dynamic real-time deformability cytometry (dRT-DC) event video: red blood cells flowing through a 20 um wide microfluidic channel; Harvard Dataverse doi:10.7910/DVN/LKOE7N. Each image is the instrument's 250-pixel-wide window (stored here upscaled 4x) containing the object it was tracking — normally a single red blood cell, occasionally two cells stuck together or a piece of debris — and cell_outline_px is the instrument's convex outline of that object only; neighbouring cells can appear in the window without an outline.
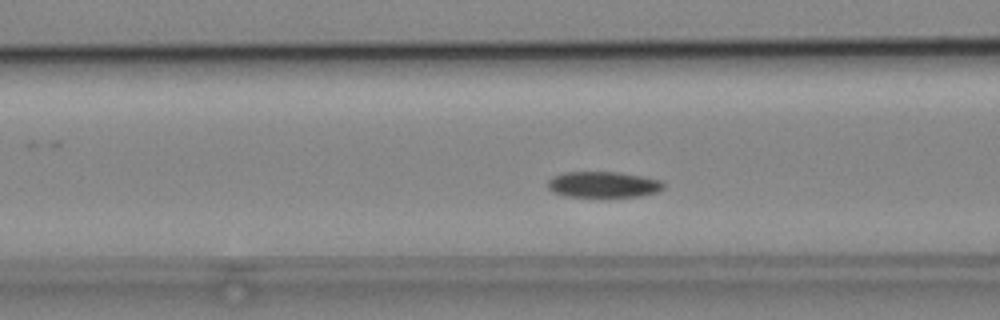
{"species": "common noctule bat (a hibernating species)", "species_latin": "Nyctalus noctula", "temperature_condition": "cold", "stored_images_in_passage": 35, "camera_frame_rate_fps": 3000, "um_per_image_px": 0.085, "animal": {"sex": "male", "body_mass_g": 19.2, "forearm_length_mm": 51.8}, "frame": {"image": 1, "passage_image": 4, "time_ms": 1.0, "image_size_px": [1000, 320], "cell_outline_px": [[664, 188], [656, 192], [640, 196], [564, 196], [552, 192], [548, 188], [548, 180], [552, 176], [564, 172], [620, 172], [644, 176], [660, 180], [664, 184]], "centroid_in_image_um": [51.26, 15.67], "position_along_channel_um": 115.3, "area_um2": 17.51}}
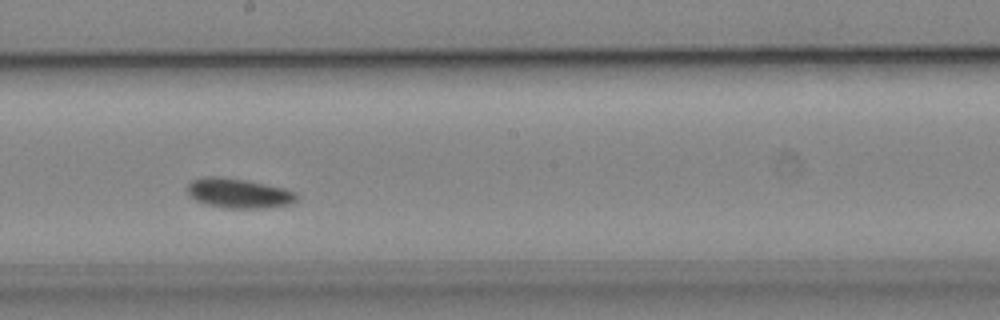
{"frame": {"image": 2, "passage_image": 13, "time_ms": 4.0, "image_size_px": [1000, 320], "cell_outline_px": [[296, 200], [292, 204], [264, 208], [228, 208], [208, 204], [196, 200], [188, 192], [188, 184], [192, 180], [204, 176], [216, 176], [244, 180], [284, 188], [296, 192]], "centroid_in_image_um": [20.3, 16.42], "position_along_channel_um": 227.9, "area_um2": 18.61}}
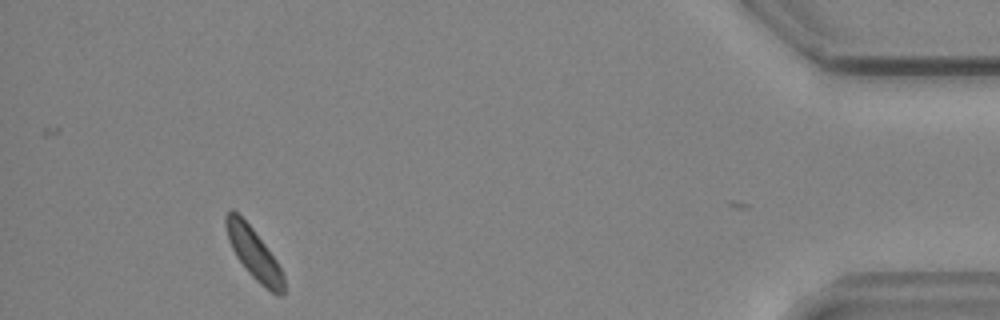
{"frame": {"image": 3, "passage_image": 33, "time_ms": 10.667, "image_size_px": [1000, 320], "cell_outline_px": [[284, 296], [276, 296], [260, 284], [248, 272], [236, 256], [228, 240], [224, 224], [224, 216], [232, 208], [252, 228], [276, 260], [284, 276]], "centroid_in_image_um": [21.57, 21.57], "position_along_channel_um": 413.6, "area_um2": 17.11}}